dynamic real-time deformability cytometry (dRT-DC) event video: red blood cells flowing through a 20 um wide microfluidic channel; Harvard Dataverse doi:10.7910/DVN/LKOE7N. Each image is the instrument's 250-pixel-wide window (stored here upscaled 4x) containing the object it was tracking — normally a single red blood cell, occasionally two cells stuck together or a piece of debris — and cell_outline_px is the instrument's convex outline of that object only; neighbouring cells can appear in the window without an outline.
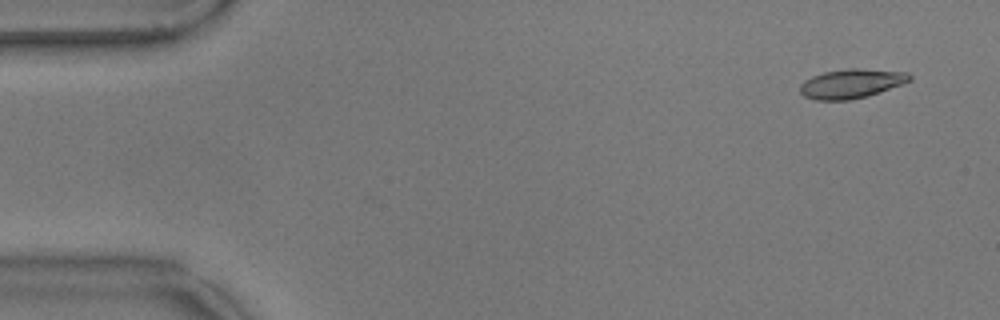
{"species": "common noctule bat (a hibernating species)", "species_latin": "Nyctalus noctula", "temperature_condition": "warm", "stored_images_in_passage": 12, "camera_frame_rate_fps": 3000, "um_per_image_px": 0.085, "animal": {"sex": "male", "body_mass_g": 17.9}, "frame": {"image": 1, "passage_image": 4, "time_ms": 1.0, "image_size_px": [1000, 320], "cell_outline_px": [[912, 80], [904, 84], [868, 96], [848, 100], [816, 100], [804, 96], [800, 92], [800, 84], [804, 80], [812, 76], [824, 72], [848, 68], [856, 68], [908, 72], [912, 76]], "centroid_in_image_um": [72.39, 7.1], "position_along_channel_um": 12.6, "area_um2": 18.84}}